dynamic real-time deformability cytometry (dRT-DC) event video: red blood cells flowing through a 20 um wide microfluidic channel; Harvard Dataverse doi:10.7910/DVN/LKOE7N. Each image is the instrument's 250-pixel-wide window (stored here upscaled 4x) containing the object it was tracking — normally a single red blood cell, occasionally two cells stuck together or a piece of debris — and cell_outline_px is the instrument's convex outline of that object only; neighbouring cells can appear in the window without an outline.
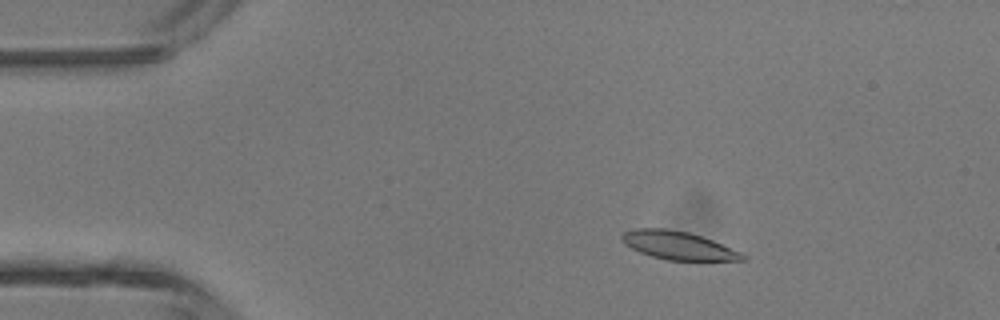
{"species": "common noctule bat (a hibernating species)", "species_latin": "Nyctalus noctula", "temperature_condition": "room temperature", "stored_images_in_passage": 4, "camera_frame_rate_fps": 3000, "um_per_image_px": 0.085, "animal": {"sex": "male", "body_mass_g": 13.3}, "frame": {"image": 1, "passage_image": 2, "time_ms": 0.333, "image_size_px": [1000, 320], "cell_outline_px": [[744, 260], [668, 260], [652, 256], [640, 252], [624, 244], [620, 236], [624, 232], [636, 228], [664, 228], [688, 232], [712, 240], [740, 252], [744, 256]], "centroid_in_image_um": [57.59, 20.85], "position_along_channel_um": 27.4, "area_um2": 19.48}}